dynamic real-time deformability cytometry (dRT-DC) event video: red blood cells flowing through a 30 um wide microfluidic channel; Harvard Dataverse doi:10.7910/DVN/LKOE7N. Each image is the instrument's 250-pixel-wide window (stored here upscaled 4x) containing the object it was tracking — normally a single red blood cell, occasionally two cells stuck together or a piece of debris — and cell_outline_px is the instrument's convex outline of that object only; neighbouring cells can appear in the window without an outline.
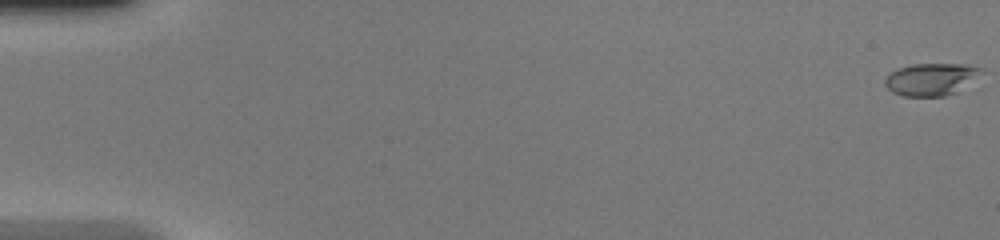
{"species": "common noctule bat (a hibernating species)", "species_latin": "Nyctalus noctula", "temperature_condition": "warm", "stored_images_in_passage": 50, "camera_frame_rate_fps": 3000, "um_per_image_px": 0.085, "animal": {"sex": "female", "body_mass_g": 20.0, "forearm_length_mm": 54.0}, "frame": {"image": 1, "passage_image": 1, "time_ms": 0.0, "image_size_px": [1000, 240], "cell_outline_px": [[980, 68], [956, 92], [944, 96], [904, 96], [892, 92], [884, 84], [884, 80], [896, 68], [912, 64], [964, 64]], "centroid_in_image_um": [78.97, 6.74], "position_along_channel_um": 6.0, "area_um2": 17.28}}
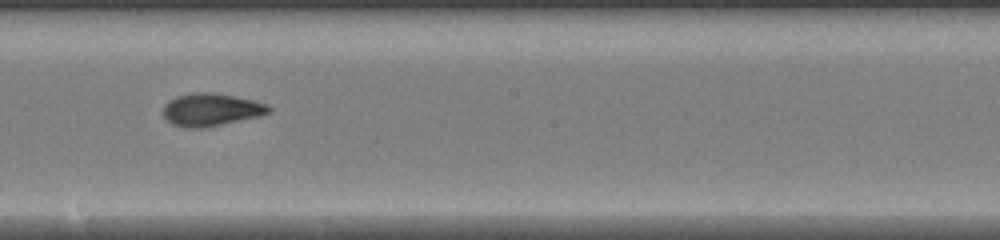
{"frame": {"image": 2, "passage_image": 29, "time_ms": 9.333, "image_size_px": [1000, 240], "cell_outline_px": [[272, 112], [260, 116], [204, 128], [184, 128], [172, 124], [164, 120], [164, 104], [168, 100], [176, 96], [192, 92], [212, 92], [252, 100], [264, 104], [272, 108]], "centroid_in_image_um": [17.9, 9.33], "position_along_channel_um": 230.3, "area_um2": 20.23}}
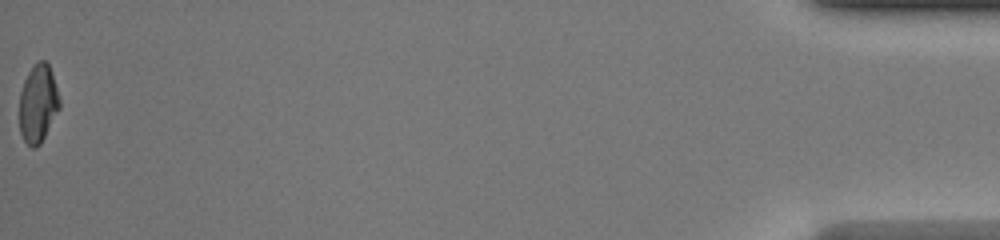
{"frame": {"image": 3, "passage_image": 50, "time_ms": 16.333, "image_size_px": [1000, 240], "cell_outline_px": [[60, 108], [40, 144], [36, 148], [32, 148], [24, 140], [20, 132], [20, 92], [24, 80], [28, 72], [36, 60], [44, 60], [48, 64], [60, 100]], "centroid_in_image_um": [3.22, 8.8], "position_along_channel_um": 432.0, "area_um2": 18.09}, "authors_computed_cell_mechanics": {"area_um2": 19.0451, "velocity_mm_per_s": 4.2732, "shape_relaxation_time_tau1_ms": 6.71, "shape_relaxation_time_tau2_ms": 1.2776, "deformation_change_tau1": 0.2929, "deformation_change_tau2": 0.0707}}